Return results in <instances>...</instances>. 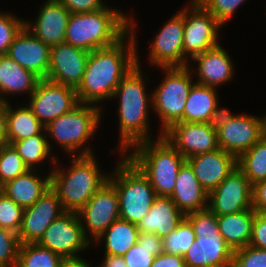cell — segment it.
Returning a JSON list of instances; mask_svg holds the SVG:
<instances>
[{"label":"cell","mask_w":266,"mask_h":267,"mask_svg":"<svg viewBox=\"0 0 266 267\" xmlns=\"http://www.w3.org/2000/svg\"><path fill=\"white\" fill-rule=\"evenodd\" d=\"M132 19L128 35L110 47L90 52L82 81L76 89L79 103L95 105L103 99H112L121 80L137 65V43ZM126 39L129 42L126 43Z\"/></svg>","instance_id":"6da1fadb"},{"label":"cell","mask_w":266,"mask_h":267,"mask_svg":"<svg viewBox=\"0 0 266 267\" xmlns=\"http://www.w3.org/2000/svg\"><path fill=\"white\" fill-rule=\"evenodd\" d=\"M138 58L137 55V65L121 80L113 95L119 98V136L121 138L119 152L122 155L138 143L152 140L148 133V106L152 98H148L146 93Z\"/></svg>","instance_id":"7a4b0ae2"},{"label":"cell","mask_w":266,"mask_h":267,"mask_svg":"<svg viewBox=\"0 0 266 267\" xmlns=\"http://www.w3.org/2000/svg\"><path fill=\"white\" fill-rule=\"evenodd\" d=\"M83 148L72 159L68 171L61 167L51 171V188L58 194L65 212L78 213L109 179V175L99 171L91 149Z\"/></svg>","instance_id":"3957f363"},{"label":"cell","mask_w":266,"mask_h":267,"mask_svg":"<svg viewBox=\"0 0 266 267\" xmlns=\"http://www.w3.org/2000/svg\"><path fill=\"white\" fill-rule=\"evenodd\" d=\"M129 31L130 18L107 6L93 12L71 13L65 43L92 52L116 44Z\"/></svg>","instance_id":"277c9868"},{"label":"cell","mask_w":266,"mask_h":267,"mask_svg":"<svg viewBox=\"0 0 266 267\" xmlns=\"http://www.w3.org/2000/svg\"><path fill=\"white\" fill-rule=\"evenodd\" d=\"M128 158L148 178L157 196L173 194L179 169L186 158L160 133L156 141L135 145Z\"/></svg>","instance_id":"5b68a950"},{"label":"cell","mask_w":266,"mask_h":267,"mask_svg":"<svg viewBox=\"0 0 266 267\" xmlns=\"http://www.w3.org/2000/svg\"><path fill=\"white\" fill-rule=\"evenodd\" d=\"M195 241L183 255L186 267H232V248L219 232L217 215L208 208L186 214Z\"/></svg>","instance_id":"8992f818"},{"label":"cell","mask_w":266,"mask_h":267,"mask_svg":"<svg viewBox=\"0 0 266 267\" xmlns=\"http://www.w3.org/2000/svg\"><path fill=\"white\" fill-rule=\"evenodd\" d=\"M108 181L119 196L120 219L138 224L157 196L148 178L125 155Z\"/></svg>","instance_id":"52a82bcc"},{"label":"cell","mask_w":266,"mask_h":267,"mask_svg":"<svg viewBox=\"0 0 266 267\" xmlns=\"http://www.w3.org/2000/svg\"><path fill=\"white\" fill-rule=\"evenodd\" d=\"M162 69L166 76L151 93V105L163 124L161 134L173 124L183 122L185 103L191 87L195 84L191 81L192 72L189 66L162 67Z\"/></svg>","instance_id":"ba28073f"},{"label":"cell","mask_w":266,"mask_h":267,"mask_svg":"<svg viewBox=\"0 0 266 267\" xmlns=\"http://www.w3.org/2000/svg\"><path fill=\"white\" fill-rule=\"evenodd\" d=\"M100 108L93 104L79 103L45 126L43 132L57 140L68 154H76L96 132L101 120Z\"/></svg>","instance_id":"9c48e42d"},{"label":"cell","mask_w":266,"mask_h":267,"mask_svg":"<svg viewBox=\"0 0 266 267\" xmlns=\"http://www.w3.org/2000/svg\"><path fill=\"white\" fill-rule=\"evenodd\" d=\"M190 6L184 8V67L189 65L188 56L192 59L220 44L221 24L198 1L191 0Z\"/></svg>","instance_id":"30bf717a"},{"label":"cell","mask_w":266,"mask_h":267,"mask_svg":"<svg viewBox=\"0 0 266 267\" xmlns=\"http://www.w3.org/2000/svg\"><path fill=\"white\" fill-rule=\"evenodd\" d=\"M82 221L75 212H65L54 220L37 242L62 258L79 257L78 253L90 245L83 232Z\"/></svg>","instance_id":"8fae6325"},{"label":"cell","mask_w":266,"mask_h":267,"mask_svg":"<svg viewBox=\"0 0 266 267\" xmlns=\"http://www.w3.org/2000/svg\"><path fill=\"white\" fill-rule=\"evenodd\" d=\"M30 100L28 106L44 126L79 104L76 89L47 79L38 82Z\"/></svg>","instance_id":"7c38bea8"},{"label":"cell","mask_w":266,"mask_h":267,"mask_svg":"<svg viewBox=\"0 0 266 267\" xmlns=\"http://www.w3.org/2000/svg\"><path fill=\"white\" fill-rule=\"evenodd\" d=\"M253 185L237 167L208 193L207 208L217 216L252 209Z\"/></svg>","instance_id":"4fadbf2b"},{"label":"cell","mask_w":266,"mask_h":267,"mask_svg":"<svg viewBox=\"0 0 266 267\" xmlns=\"http://www.w3.org/2000/svg\"><path fill=\"white\" fill-rule=\"evenodd\" d=\"M119 207L118 193L107 181L77 213L81 221L85 220V226L81 222L85 237L89 240L88 228V233L96 240L114 221L120 219Z\"/></svg>","instance_id":"5bb4252c"},{"label":"cell","mask_w":266,"mask_h":267,"mask_svg":"<svg viewBox=\"0 0 266 267\" xmlns=\"http://www.w3.org/2000/svg\"><path fill=\"white\" fill-rule=\"evenodd\" d=\"M186 159L219 149L217 131L207 123L177 122L163 133Z\"/></svg>","instance_id":"9a60e30c"},{"label":"cell","mask_w":266,"mask_h":267,"mask_svg":"<svg viewBox=\"0 0 266 267\" xmlns=\"http://www.w3.org/2000/svg\"><path fill=\"white\" fill-rule=\"evenodd\" d=\"M184 9L176 13L156 35L149 60L158 67H184Z\"/></svg>","instance_id":"2e32d148"},{"label":"cell","mask_w":266,"mask_h":267,"mask_svg":"<svg viewBox=\"0 0 266 267\" xmlns=\"http://www.w3.org/2000/svg\"><path fill=\"white\" fill-rule=\"evenodd\" d=\"M64 213L58 194L50 187L35 204L24 209L18 232L20 243H37L50 224Z\"/></svg>","instance_id":"e0dca14e"},{"label":"cell","mask_w":266,"mask_h":267,"mask_svg":"<svg viewBox=\"0 0 266 267\" xmlns=\"http://www.w3.org/2000/svg\"><path fill=\"white\" fill-rule=\"evenodd\" d=\"M264 117L234 115L223 127L217 130L218 144L225 152L237 158L251 148L263 135Z\"/></svg>","instance_id":"ac0fdd59"},{"label":"cell","mask_w":266,"mask_h":267,"mask_svg":"<svg viewBox=\"0 0 266 267\" xmlns=\"http://www.w3.org/2000/svg\"><path fill=\"white\" fill-rule=\"evenodd\" d=\"M90 52L67 43L50 47L47 80L77 89L80 85Z\"/></svg>","instance_id":"d6986e66"},{"label":"cell","mask_w":266,"mask_h":267,"mask_svg":"<svg viewBox=\"0 0 266 267\" xmlns=\"http://www.w3.org/2000/svg\"><path fill=\"white\" fill-rule=\"evenodd\" d=\"M6 55L40 79L47 78L50 47L34 36L25 26L14 38Z\"/></svg>","instance_id":"ffe728a7"},{"label":"cell","mask_w":266,"mask_h":267,"mask_svg":"<svg viewBox=\"0 0 266 267\" xmlns=\"http://www.w3.org/2000/svg\"><path fill=\"white\" fill-rule=\"evenodd\" d=\"M186 161L192 167L196 178L207 193L214 190L237 168V157L221 148L195 155Z\"/></svg>","instance_id":"44dd1931"},{"label":"cell","mask_w":266,"mask_h":267,"mask_svg":"<svg viewBox=\"0 0 266 267\" xmlns=\"http://www.w3.org/2000/svg\"><path fill=\"white\" fill-rule=\"evenodd\" d=\"M41 7L34 25L26 21L25 27L49 47L65 43L71 13L58 0H47Z\"/></svg>","instance_id":"7402d4cb"},{"label":"cell","mask_w":266,"mask_h":267,"mask_svg":"<svg viewBox=\"0 0 266 267\" xmlns=\"http://www.w3.org/2000/svg\"><path fill=\"white\" fill-rule=\"evenodd\" d=\"M185 216L171 197L156 196L149 212L137 224V228L139 232L153 233L163 239L178 227Z\"/></svg>","instance_id":"603a6c76"},{"label":"cell","mask_w":266,"mask_h":267,"mask_svg":"<svg viewBox=\"0 0 266 267\" xmlns=\"http://www.w3.org/2000/svg\"><path fill=\"white\" fill-rule=\"evenodd\" d=\"M190 60H193L194 63L198 62L196 75L199 76V79L195 83L217 89V86L223 85L222 83L233 78L232 60L220 44Z\"/></svg>","instance_id":"cb8c5ba5"},{"label":"cell","mask_w":266,"mask_h":267,"mask_svg":"<svg viewBox=\"0 0 266 267\" xmlns=\"http://www.w3.org/2000/svg\"><path fill=\"white\" fill-rule=\"evenodd\" d=\"M170 197L185 215L206 209L208 206V193L199 183L187 161L179 169L176 185Z\"/></svg>","instance_id":"d4e9b609"},{"label":"cell","mask_w":266,"mask_h":267,"mask_svg":"<svg viewBox=\"0 0 266 267\" xmlns=\"http://www.w3.org/2000/svg\"><path fill=\"white\" fill-rule=\"evenodd\" d=\"M32 170H27L8 181L0 190L23 209L35 204L51 187V174L41 178Z\"/></svg>","instance_id":"484cf974"},{"label":"cell","mask_w":266,"mask_h":267,"mask_svg":"<svg viewBox=\"0 0 266 267\" xmlns=\"http://www.w3.org/2000/svg\"><path fill=\"white\" fill-rule=\"evenodd\" d=\"M40 80L38 76L21 67L8 55L0 56V100L2 103L7 102L2 97L4 94L27 91L31 96Z\"/></svg>","instance_id":"4316f807"},{"label":"cell","mask_w":266,"mask_h":267,"mask_svg":"<svg viewBox=\"0 0 266 267\" xmlns=\"http://www.w3.org/2000/svg\"><path fill=\"white\" fill-rule=\"evenodd\" d=\"M255 213L252 208L239 213L217 216L219 232L233 251L249 245Z\"/></svg>","instance_id":"83f0119b"},{"label":"cell","mask_w":266,"mask_h":267,"mask_svg":"<svg viewBox=\"0 0 266 267\" xmlns=\"http://www.w3.org/2000/svg\"><path fill=\"white\" fill-rule=\"evenodd\" d=\"M218 103L216 88L195 83L185 103L183 122L207 123Z\"/></svg>","instance_id":"f1b7e54d"},{"label":"cell","mask_w":266,"mask_h":267,"mask_svg":"<svg viewBox=\"0 0 266 267\" xmlns=\"http://www.w3.org/2000/svg\"><path fill=\"white\" fill-rule=\"evenodd\" d=\"M7 102V140L8 144L41 134L45 126L39 121L30 107L13 110Z\"/></svg>","instance_id":"f546056e"},{"label":"cell","mask_w":266,"mask_h":267,"mask_svg":"<svg viewBox=\"0 0 266 267\" xmlns=\"http://www.w3.org/2000/svg\"><path fill=\"white\" fill-rule=\"evenodd\" d=\"M138 236L137 224L118 219L96 239V242L99 244L101 239H105V254L123 256L137 243Z\"/></svg>","instance_id":"4dcf8cb0"},{"label":"cell","mask_w":266,"mask_h":267,"mask_svg":"<svg viewBox=\"0 0 266 267\" xmlns=\"http://www.w3.org/2000/svg\"><path fill=\"white\" fill-rule=\"evenodd\" d=\"M163 252V241L153 233L139 232L138 241L124 255L127 267H151L156 256Z\"/></svg>","instance_id":"1f68e13d"},{"label":"cell","mask_w":266,"mask_h":267,"mask_svg":"<svg viewBox=\"0 0 266 267\" xmlns=\"http://www.w3.org/2000/svg\"><path fill=\"white\" fill-rule=\"evenodd\" d=\"M237 167L252 185L266 180V134L237 158Z\"/></svg>","instance_id":"d6a6232c"},{"label":"cell","mask_w":266,"mask_h":267,"mask_svg":"<svg viewBox=\"0 0 266 267\" xmlns=\"http://www.w3.org/2000/svg\"><path fill=\"white\" fill-rule=\"evenodd\" d=\"M46 135L41 133L11 144L29 170L34 169L36 171L35 164L42 163L46 157H49L48 155L52 149Z\"/></svg>","instance_id":"836d02e7"},{"label":"cell","mask_w":266,"mask_h":267,"mask_svg":"<svg viewBox=\"0 0 266 267\" xmlns=\"http://www.w3.org/2000/svg\"><path fill=\"white\" fill-rule=\"evenodd\" d=\"M63 258L38 243L21 244L16 267H61Z\"/></svg>","instance_id":"e575fe53"},{"label":"cell","mask_w":266,"mask_h":267,"mask_svg":"<svg viewBox=\"0 0 266 267\" xmlns=\"http://www.w3.org/2000/svg\"><path fill=\"white\" fill-rule=\"evenodd\" d=\"M195 239L193 226L185 218L173 232L162 239L163 252L183 256Z\"/></svg>","instance_id":"d590c367"},{"label":"cell","mask_w":266,"mask_h":267,"mask_svg":"<svg viewBox=\"0 0 266 267\" xmlns=\"http://www.w3.org/2000/svg\"><path fill=\"white\" fill-rule=\"evenodd\" d=\"M27 170L29 169L12 145L0 147V188Z\"/></svg>","instance_id":"8d00e7d4"},{"label":"cell","mask_w":266,"mask_h":267,"mask_svg":"<svg viewBox=\"0 0 266 267\" xmlns=\"http://www.w3.org/2000/svg\"><path fill=\"white\" fill-rule=\"evenodd\" d=\"M24 209L0 190V227L19 232Z\"/></svg>","instance_id":"74e56055"},{"label":"cell","mask_w":266,"mask_h":267,"mask_svg":"<svg viewBox=\"0 0 266 267\" xmlns=\"http://www.w3.org/2000/svg\"><path fill=\"white\" fill-rule=\"evenodd\" d=\"M20 245L17 233L0 227V267H16Z\"/></svg>","instance_id":"f35d334b"},{"label":"cell","mask_w":266,"mask_h":267,"mask_svg":"<svg viewBox=\"0 0 266 267\" xmlns=\"http://www.w3.org/2000/svg\"><path fill=\"white\" fill-rule=\"evenodd\" d=\"M25 26L18 17L0 12V56L6 55L16 35Z\"/></svg>","instance_id":"ab89813d"},{"label":"cell","mask_w":266,"mask_h":267,"mask_svg":"<svg viewBox=\"0 0 266 267\" xmlns=\"http://www.w3.org/2000/svg\"><path fill=\"white\" fill-rule=\"evenodd\" d=\"M198 1L222 26L232 17L235 10L245 0H196Z\"/></svg>","instance_id":"60d3db41"},{"label":"cell","mask_w":266,"mask_h":267,"mask_svg":"<svg viewBox=\"0 0 266 267\" xmlns=\"http://www.w3.org/2000/svg\"><path fill=\"white\" fill-rule=\"evenodd\" d=\"M232 267H266V250L249 245L234 250Z\"/></svg>","instance_id":"b9f144b4"},{"label":"cell","mask_w":266,"mask_h":267,"mask_svg":"<svg viewBox=\"0 0 266 267\" xmlns=\"http://www.w3.org/2000/svg\"><path fill=\"white\" fill-rule=\"evenodd\" d=\"M249 246L266 250V213H255Z\"/></svg>","instance_id":"7bdbcfd3"},{"label":"cell","mask_w":266,"mask_h":267,"mask_svg":"<svg viewBox=\"0 0 266 267\" xmlns=\"http://www.w3.org/2000/svg\"><path fill=\"white\" fill-rule=\"evenodd\" d=\"M70 13H86L102 10L106 6L102 0H58Z\"/></svg>","instance_id":"ee69618b"},{"label":"cell","mask_w":266,"mask_h":267,"mask_svg":"<svg viewBox=\"0 0 266 267\" xmlns=\"http://www.w3.org/2000/svg\"><path fill=\"white\" fill-rule=\"evenodd\" d=\"M252 207L256 212L266 213V180L253 185Z\"/></svg>","instance_id":"f6af8a7d"},{"label":"cell","mask_w":266,"mask_h":267,"mask_svg":"<svg viewBox=\"0 0 266 267\" xmlns=\"http://www.w3.org/2000/svg\"><path fill=\"white\" fill-rule=\"evenodd\" d=\"M151 267H186L184 257L162 252L156 256Z\"/></svg>","instance_id":"bcb514c9"},{"label":"cell","mask_w":266,"mask_h":267,"mask_svg":"<svg viewBox=\"0 0 266 267\" xmlns=\"http://www.w3.org/2000/svg\"><path fill=\"white\" fill-rule=\"evenodd\" d=\"M233 116L234 114L230 113V110H227V108L225 109L224 107L222 109L218 108L217 104L207 124L213 130L217 131L218 129L223 127L228 121H230Z\"/></svg>","instance_id":"7dc6e473"},{"label":"cell","mask_w":266,"mask_h":267,"mask_svg":"<svg viewBox=\"0 0 266 267\" xmlns=\"http://www.w3.org/2000/svg\"><path fill=\"white\" fill-rule=\"evenodd\" d=\"M7 102L0 104V147L7 145Z\"/></svg>","instance_id":"c3c4849f"},{"label":"cell","mask_w":266,"mask_h":267,"mask_svg":"<svg viewBox=\"0 0 266 267\" xmlns=\"http://www.w3.org/2000/svg\"><path fill=\"white\" fill-rule=\"evenodd\" d=\"M101 267H127L123 256L105 254V259Z\"/></svg>","instance_id":"681fc988"},{"label":"cell","mask_w":266,"mask_h":267,"mask_svg":"<svg viewBox=\"0 0 266 267\" xmlns=\"http://www.w3.org/2000/svg\"><path fill=\"white\" fill-rule=\"evenodd\" d=\"M61 267H91L84 259L79 257L63 258Z\"/></svg>","instance_id":"f907efd6"},{"label":"cell","mask_w":266,"mask_h":267,"mask_svg":"<svg viewBox=\"0 0 266 267\" xmlns=\"http://www.w3.org/2000/svg\"><path fill=\"white\" fill-rule=\"evenodd\" d=\"M264 130H265V134H266V115L264 117Z\"/></svg>","instance_id":"816d5d0a"}]
</instances>
